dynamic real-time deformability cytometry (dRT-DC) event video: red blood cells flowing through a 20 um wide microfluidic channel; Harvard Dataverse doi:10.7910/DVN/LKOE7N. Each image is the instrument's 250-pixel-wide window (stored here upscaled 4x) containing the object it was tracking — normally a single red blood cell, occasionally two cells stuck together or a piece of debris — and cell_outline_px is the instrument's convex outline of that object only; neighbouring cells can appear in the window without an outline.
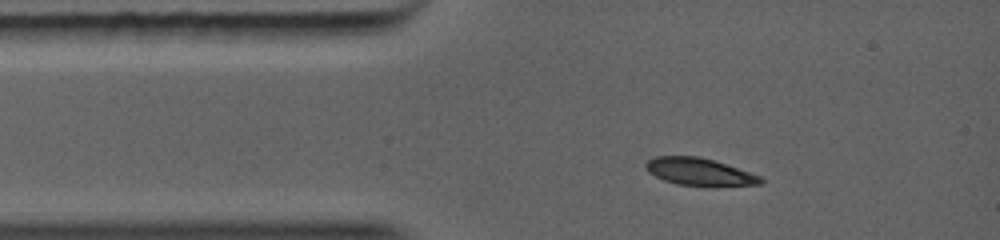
{"species": "common noctule bat (a hibernating species)", "species_latin": "Nyctalus noctula", "temperature_condition": "warm", "stored_images_in_passage": 45, "camera_frame_rate_fps": 5000, "um_per_image_px": 0.085, "animal": {"sex": "female", "body_mass_g": 19.0, "forearm_length_mm": 56.7}, "frame": {"image": 1, "passage_image": 1, "time_ms": 0.0, "image_size_px": [1000, 240], "cell_outline_px": [[764, 184], [712, 188], [704, 188], [676, 184], [664, 180], [648, 172], [644, 168], [644, 164], [648, 160], [656, 156], [700, 156], [760, 176], [764, 180]], "centroid_in_image_um": [59.46, 14.65], "position_along_channel_um": 25.5, "area_um2": 18.9}}
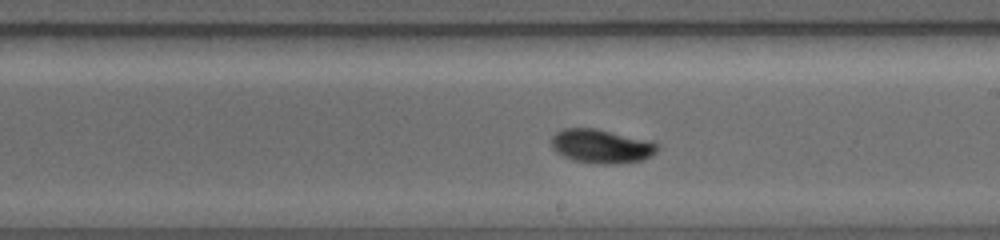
{"frame": {"image": 2, "passage_image": 25, "time_ms": 4.8, "image_size_px": [1000, 240], "cell_outline_px": [[660, 148], [656, 152], [640, 160], [608, 164], [600, 164], [572, 160], [556, 152], [552, 148], [552, 136], [556, 132], [564, 128], [596, 128], [652, 140], [660, 144]], "centroid_in_image_um": [51.13, 12.41], "position_along_channel_um": 237.9, "area_um2": 21.04}}
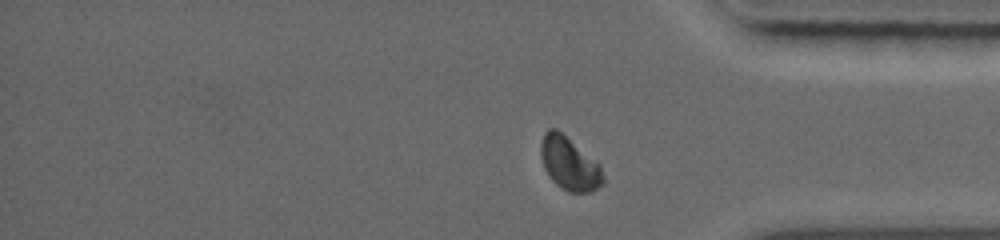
{"frame": {"image": 3, "passage_image": 41, "time_ms": 8.0, "image_size_px": [1000, 240], "cell_outline_px": [[604, 184], [588, 192], [568, 192], [556, 184], [548, 176], [544, 168], [540, 156], [540, 144], [544, 132], [548, 128], [556, 128], [600, 164], [604, 180]], "centroid_in_image_um": [48.37, 13.9], "position_along_channel_um": 386.8, "area_um2": 19.31}}